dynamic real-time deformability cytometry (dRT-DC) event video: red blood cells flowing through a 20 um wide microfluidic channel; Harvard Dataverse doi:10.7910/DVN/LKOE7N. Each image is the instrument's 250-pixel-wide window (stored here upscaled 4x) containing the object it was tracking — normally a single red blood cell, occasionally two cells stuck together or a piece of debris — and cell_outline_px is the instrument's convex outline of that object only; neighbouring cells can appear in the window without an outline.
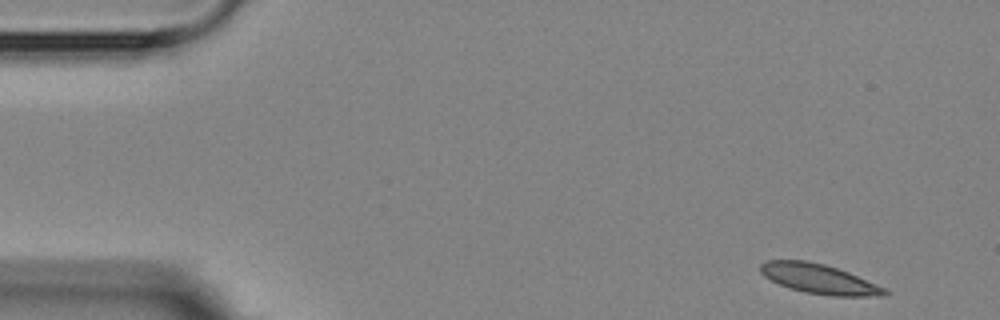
{"species": "Egyptian fruit bat (a non-hibernating species)", "species_latin": "Rousettus aegyptiacus", "temperature_condition": "room temperature", "stored_images_in_passage": 4, "camera_frame_rate_fps": 3000, "um_per_image_px": 0.085, "animal": {"sex": "female"}, "frame": {"image": 1, "passage_image": 1, "time_ms": 0.0, "image_size_px": [1000, 320], "cell_outline_px": [[888, 296], [832, 296], [804, 292], [788, 288], [764, 276], [760, 272], [760, 264], [764, 260], [808, 260], [824, 264], [848, 272], [876, 284], [884, 288], [888, 292]], "centroid_in_image_um": [69.6, 23.7], "position_along_channel_um": 15.4, "area_um2": 21.44}}
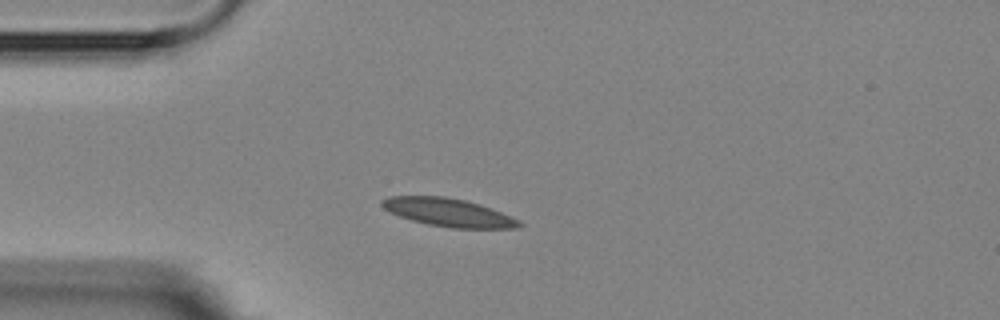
{"frame": {"image": 2, "passage_image": 4, "time_ms": 3.333, "image_size_px": [1000, 320], "cell_outline_px": [[524, 224], [520, 228], [452, 228], [428, 224], [412, 220], [400, 216], [384, 208], [380, 204], [380, 200], [388, 196], [444, 196], [464, 200], [480, 204], [492, 208], [520, 220]], "centroid_in_image_um": [38.15, 18.05], "position_along_channel_um": 46.9, "area_um2": 22.48}}